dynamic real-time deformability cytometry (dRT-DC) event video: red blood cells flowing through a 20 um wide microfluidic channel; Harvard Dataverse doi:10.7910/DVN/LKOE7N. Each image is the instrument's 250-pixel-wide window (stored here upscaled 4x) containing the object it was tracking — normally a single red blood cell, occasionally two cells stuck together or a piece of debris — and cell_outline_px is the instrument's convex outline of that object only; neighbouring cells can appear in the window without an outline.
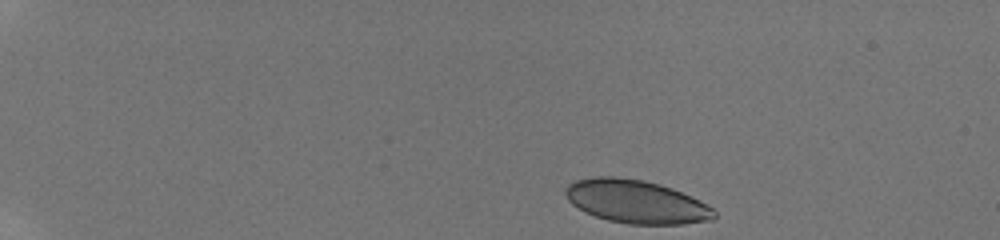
{"species": "human", "species_latin": "Homo sapiens", "temperature_condition": "room temperature", "stored_images_in_passage": 23, "camera_frame_rate_fps": 3000, "um_per_image_px": 0.085, "donor": {"sex": "male"}, "frame": {"image": 1, "passage_image": 1, "time_ms": 0.0, "image_size_px": [1000, 240], "cell_outline_px": [[716, 216], [712, 220], [684, 224], [628, 224], [608, 220], [584, 212], [572, 204], [568, 200], [564, 192], [564, 188], [568, 184], [576, 180], [596, 176], [616, 176], [644, 180], [660, 184], [672, 188], [700, 200], [712, 208], [716, 212]], "centroid_in_image_um": [54.06, 17.13], "position_along_channel_um": 30.9, "area_um2": 37.69}}
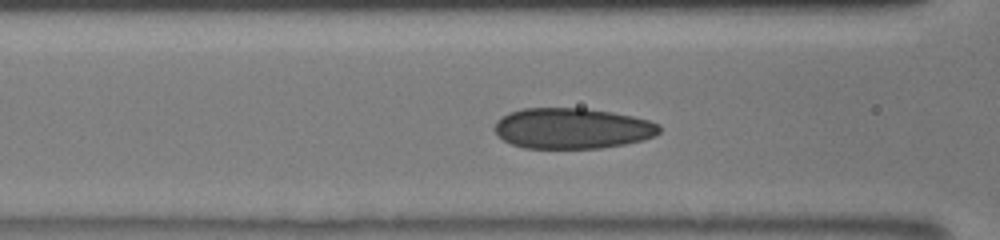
{"frame": {"image": 2, "passage_image": 16, "time_ms": 5.0, "image_size_px": [1000, 240], "cell_outline_px": [[660, 132], [656, 136], [644, 140], [624, 144], [600, 148], [524, 148], [512, 144], [504, 140], [496, 132], [496, 120], [500, 116], [508, 112], [524, 108], [584, 108], [612, 112], [632, 116], [648, 120], [660, 124]], "centroid_in_image_um": [48.66, 10.91], "position_along_channel_um": 117.9, "area_um2": 39.19}}
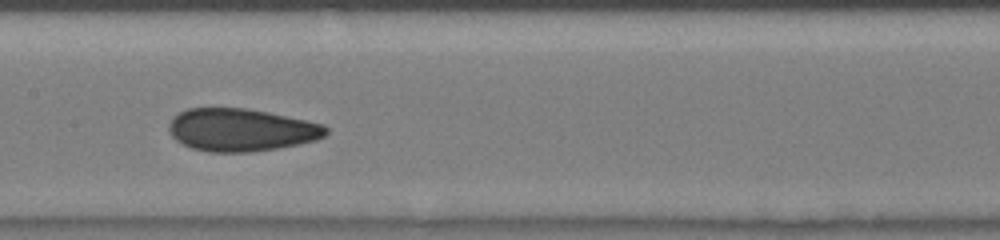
{"frame": {"image": 3, "passage_image": 22, "time_ms": 6.667, "image_size_px": [1000, 240], "cell_outline_px": [[328, 132], [324, 136], [316, 140], [276, 148], [252, 152], [208, 152], [192, 148], [176, 140], [168, 132], [168, 124], [172, 116], [188, 108], [244, 108], [268, 112], [324, 124], [328, 128]], "centroid_in_image_um": [20.46, 11.04], "position_along_channel_um": 186.9, "area_um2": 39.07}}